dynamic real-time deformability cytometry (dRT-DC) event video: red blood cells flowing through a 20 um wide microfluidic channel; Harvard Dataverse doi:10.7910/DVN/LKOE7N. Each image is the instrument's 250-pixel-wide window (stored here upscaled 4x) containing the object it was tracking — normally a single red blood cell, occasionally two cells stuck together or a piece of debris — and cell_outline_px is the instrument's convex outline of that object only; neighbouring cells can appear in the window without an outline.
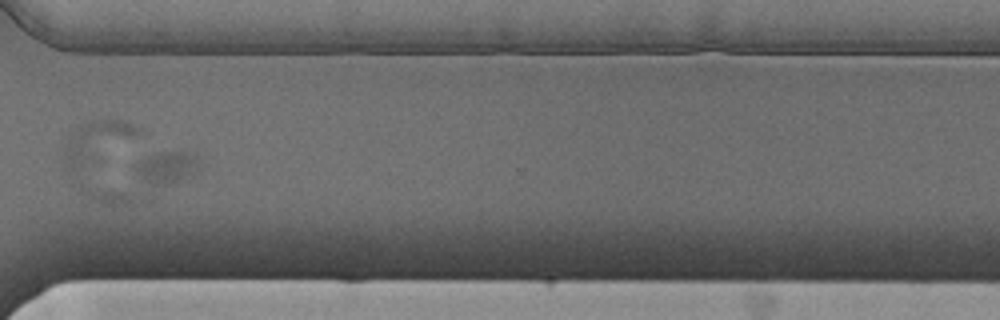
{"species": "Egyptian fruit bat (a non-hibernating species)", "species_latin": "Rousettus aegyptiacus", "temperature_condition": "cold", "stored_images_in_passage": 14, "segment_of_instrument_passage": [1, 2], "camera_frame_rate_fps": 3000, "um_per_image_px": 0.085, "animal": {"sex": "male"}, "frame": {"image": 1, "passage_image": 11, "time_ms": 3.333, "image_size_px": [1000, 320], "cell_outline_px": [[200, 172], [180, 180], [160, 184], [152, 184], [140, 176], [136, 172], [136, 164], [144, 156], [160, 152], [184, 152], [196, 156], [200, 160]], "centroid_in_image_um": [14.25, 14.19], "position_along_channel_um": 356.3, "area_um2": 11.68}}